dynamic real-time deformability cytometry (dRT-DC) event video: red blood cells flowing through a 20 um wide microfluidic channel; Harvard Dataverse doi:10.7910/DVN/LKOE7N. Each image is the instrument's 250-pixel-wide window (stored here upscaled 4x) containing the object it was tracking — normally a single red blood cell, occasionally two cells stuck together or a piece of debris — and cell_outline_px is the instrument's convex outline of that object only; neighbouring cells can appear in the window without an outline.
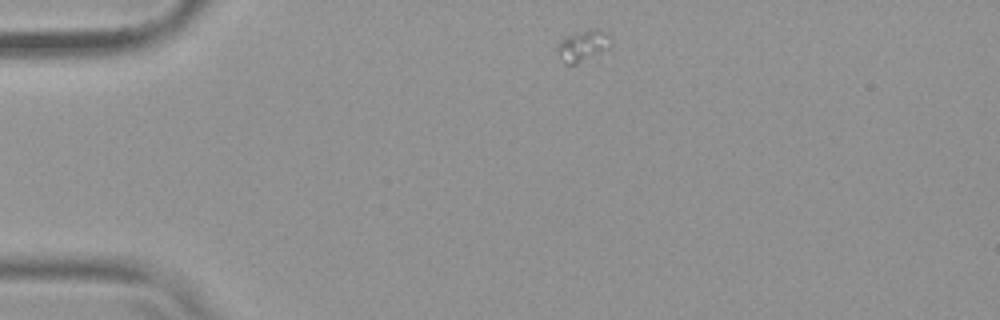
{"species": "common noctule bat (a hibernating species)", "species_latin": "Nyctalus noctula", "temperature_condition": "warm", "stored_images_in_passage": 44, "camera_frame_rate_fps": 3000, "um_per_image_px": 0.085, "animal": {"sex": "female", "body_mass_g": 19.9}, "frame": {"image": 1, "passage_image": 1, "time_ms": 0.0, "image_size_px": [1000, 320], "cell_outline_px": [[612, 52], [576, 64], [564, 64], [560, 56], [560, 44], [564, 36], [592, 28], [600, 28], [608, 32], [612, 36]], "centroid_in_image_um": [49.75, 3.89], "position_along_channel_um": 35.2, "area_um2": 10.4}}